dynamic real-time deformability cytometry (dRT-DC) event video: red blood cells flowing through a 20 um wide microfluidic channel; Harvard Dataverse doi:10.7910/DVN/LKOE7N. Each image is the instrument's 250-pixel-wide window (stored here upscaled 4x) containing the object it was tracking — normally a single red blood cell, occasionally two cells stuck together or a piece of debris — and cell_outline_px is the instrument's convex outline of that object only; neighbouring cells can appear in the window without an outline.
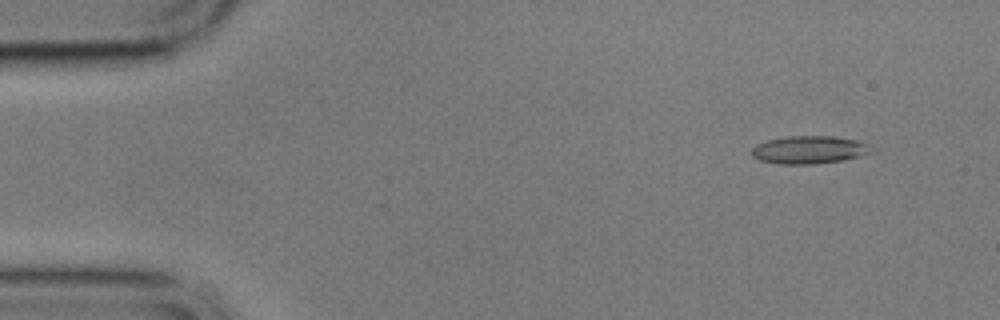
{"species": "common noctule bat (a hibernating species)", "species_latin": "Nyctalus noctula", "temperature_condition": "cold", "stored_images_in_passage": 5, "camera_frame_rate_fps": 3000, "um_per_image_px": 0.085, "animal": {"sex": "male", "body_mass_g": 17.9}, "frame": {"image": 1, "passage_image": 2, "time_ms": 1.0, "image_size_px": [1000, 320], "cell_outline_px": [[872, 152], [860, 156], [844, 160], [812, 164], [776, 164], [760, 160], [752, 156], [752, 148], [756, 144], [768, 140], [788, 136], [832, 136], [856, 140], [868, 144]], "centroid_in_image_um": [68.76, 12.74], "position_along_channel_um": 16.2, "area_um2": 19.36}}
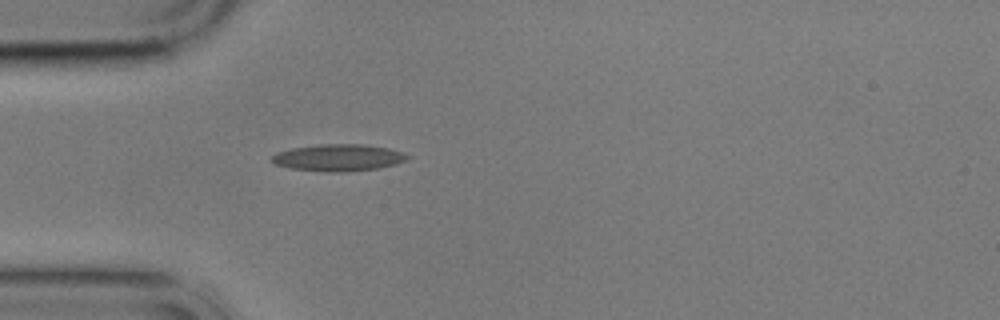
{"frame": {"image": 2, "passage_image": 5, "time_ms": 4.667, "image_size_px": [1000, 320], "cell_outline_px": [[412, 156], [396, 164], [376, 168], [344, 172], [328, 172], [288, 168], [272, 164], [268, 160], [276, 152], [292, 148], [320, 144], [364, 144], [388, 148], [404, 152]], "centroid_in_image_um": [28.71, 13.4], "position_along_channel_um": 56.3, "area_um2": 21.44}}